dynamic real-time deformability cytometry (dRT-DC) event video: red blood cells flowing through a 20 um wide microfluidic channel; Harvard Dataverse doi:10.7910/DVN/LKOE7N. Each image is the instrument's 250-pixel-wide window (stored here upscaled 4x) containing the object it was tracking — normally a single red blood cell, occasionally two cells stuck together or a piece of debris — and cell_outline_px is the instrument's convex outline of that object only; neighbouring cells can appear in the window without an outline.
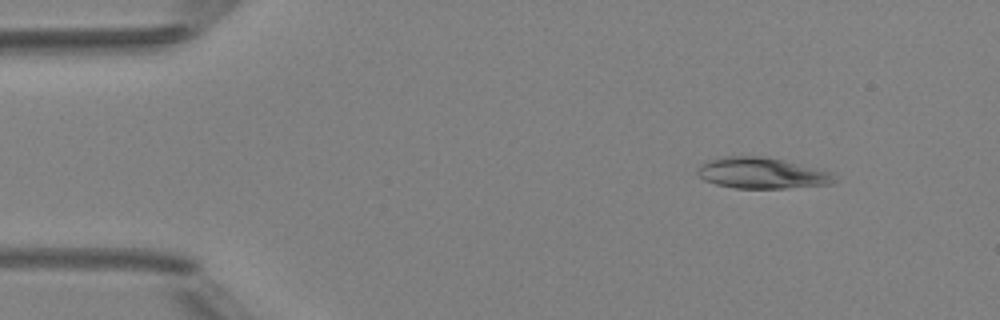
{"species": "Egyptian fruit bat (a non-hibernating species)", "species_latin": "Rousettus aegyptiacus", "temperature_condition": "room temperature", "stored_images_in_passage": 46, "camera_frame_rate_fps": 3000, "um_per_image_px": 0.085, "animal": {"sex": "female"}, "frame": {"image": 1, "passage_image": 3, "time_ms": 0.667, "image_size_px": [1000, 320], "cell_outline_px": [[836, 180], [832, 184], [784, 188], [732, 188], [716, 184], [704, 180], [696, 172], [696, 168], [700, 164], [708, 160], [724, 156], [764, 156], [784, 160], [832, 172]], "centroid_in_image_um": [64.73, 14.71], "position_along_channel_um": 20.3, "area_um2": 24.85}}
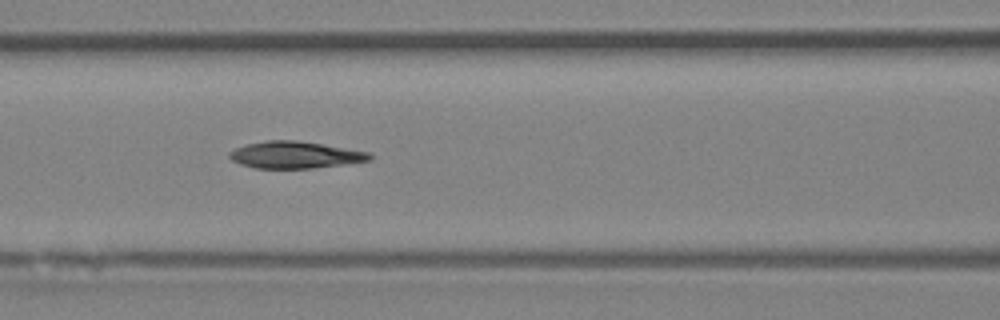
{"frame": {"image": 2, "passage_image": 18, "time_ms": 5.667, "image_size_px": [1000, 320], "cell_outline_px": [[372, 160], [344, 164], [312, 168], [256, 168], [240, 164], [232, 160], [228, 156], [228, 152], [244, 144], [268, 140], [296, 140], [372, 152]], "centroid_in_image_um": [25.08, 13.16], "position_along_channel_um": 141.5, "area_um2": 22.02}}
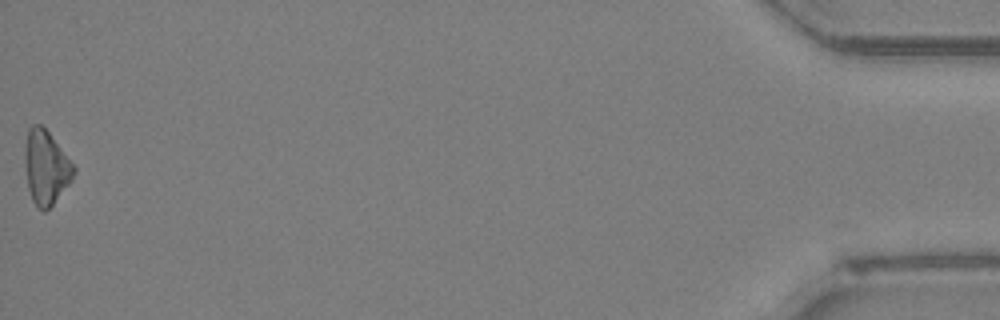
{"frame": {"image": 3, "passage_image": 46, "time_ms": 15.0, "image_size_px": [1000, 320], "cell_outline_px": [[76, 172], [72, 180], [52, 204], [44, 212], [36, 208], [32, 200], [28, 188], [24, 160], [24, 148], [28, 128], [32, 124], [40, 124], [48, 132], [76, 168]], "centroid_in_image_um": [3.88, 14.23], "position_along_channel_um": 431.3, "area_um2": 20.98}, "authors_computed_cell_mechanics": {"area_um2": 22.0507, "velocity_mm_per_s": 4.1926, "shape_relaxation_time_tau1_ms": 5.6614, "shape_relaxation_time_tau2_ms": null, "deformation_change_tau1": 0.1238, "deformation_change_tau2": null}}